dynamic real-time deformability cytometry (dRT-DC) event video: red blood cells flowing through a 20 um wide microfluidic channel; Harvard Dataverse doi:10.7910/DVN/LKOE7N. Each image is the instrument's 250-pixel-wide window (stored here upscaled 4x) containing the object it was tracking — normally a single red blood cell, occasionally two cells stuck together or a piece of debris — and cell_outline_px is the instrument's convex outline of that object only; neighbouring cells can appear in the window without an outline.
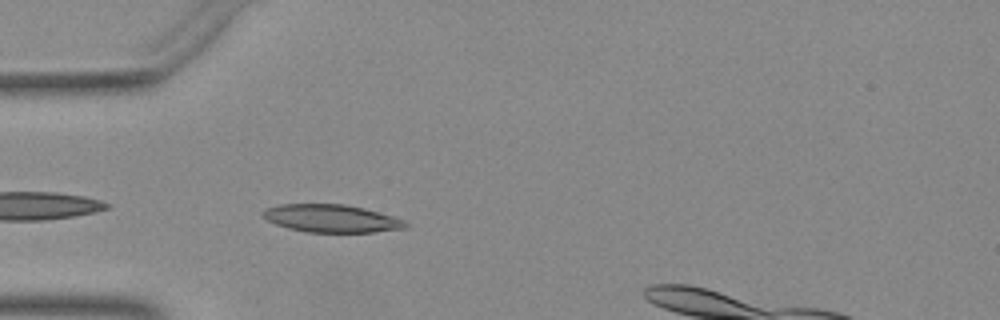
{"species": "Egyptian fruit bat (a non-hibernating species)", "species_latin": "Rousettus aegyptiacus", "temperature_condition": "warm", "stored_images_in_passage": 33, "camera_frame_rate_fps": 3000, "um_per_image_px": 0.085, "animal": {"sex": "female"}, "frame": {"image": 1, "passage_image": 1, "time_ms": 0.0, "image_size_px": [1000, 320], "cell_outline_px": [[408, 228], [376, 232], [308, 232], [288, 228], [276, 224], [260, 216], [260, 212], [264, 208], [280, 204], [344, 204], [364, 208], [392, 216], [404, 220], [408, 224]], "centroid_in_image_um": [28.14, 18.56], "position_along_channel_um": 56.9, "area_um2": 23.24}}
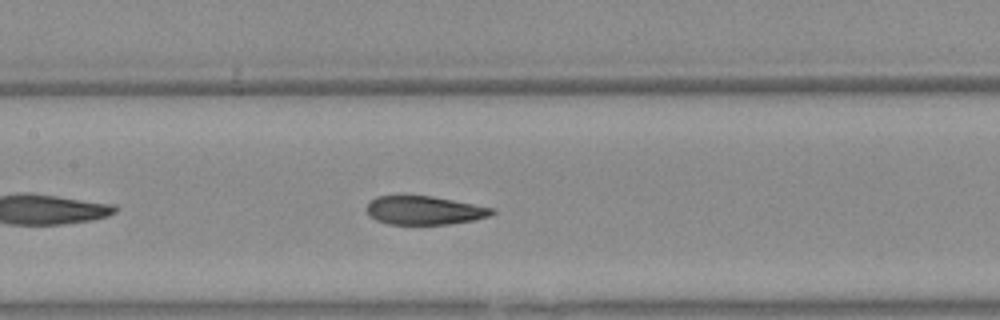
{"frame": {"image": 2, "passage_image": 10, "time_ms": 3.0, "image_size_px": [1000, 320], "cell_outline_px": [[496, 212], [488, 216], [472, 220], [448, 224], [388, 224], [376, 220], [364, 208], [368, 200], [376, 196], [432, 196], [496, 208]], "centroid_in_image_um": [36.05, 17.87], "position_along_channel_um": 171.4, "area_um2": 20.92}}
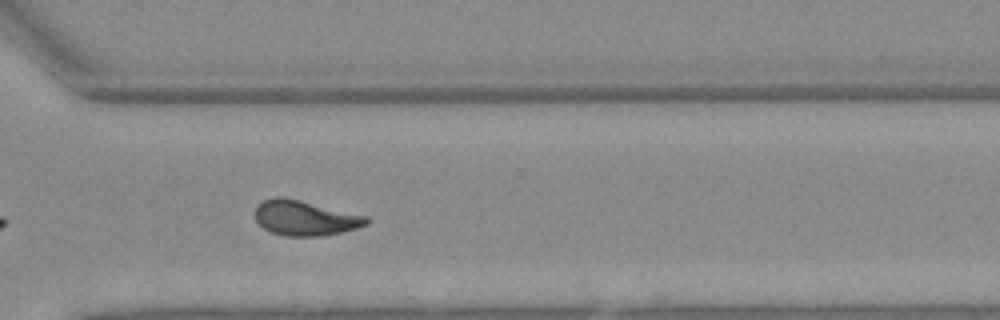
{"frame": {"image": 3, "passage_image": 23, "time_ms": 7.333, "image_size_px": [1000, 320], "cell_outline_px": [[368, 224], [356, 228], [340, 232], [316, 236], [284, 236], [272, 232], [264, 228], [256, 220], [256, 208], [264, 200], [276, 196], [280, 196], [300, 200], [368, 216]], "centroid_in_image_um": [25.93, 18.52], "position_along_channel_um": 344.7, "area_um2": 22.43}}